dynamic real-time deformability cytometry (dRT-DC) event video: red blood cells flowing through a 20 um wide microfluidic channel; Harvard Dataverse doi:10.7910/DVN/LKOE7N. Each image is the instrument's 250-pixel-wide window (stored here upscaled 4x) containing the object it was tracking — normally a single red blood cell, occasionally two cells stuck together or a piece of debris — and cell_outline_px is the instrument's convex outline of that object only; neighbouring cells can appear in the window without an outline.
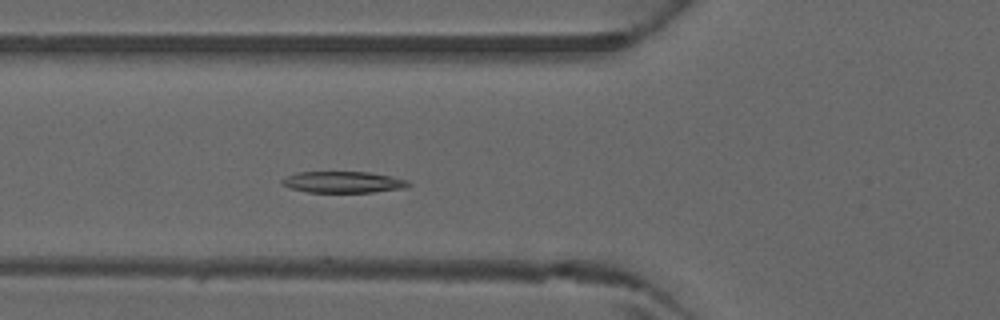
{"species": "common noctule bat (a hibernating species)", "species_latin": "Nyctalus noctula", "temperature_condition": "warm", "stored_images_in_passage": 41, "camera_frame_rate_fps": 3000, "um_per_image_px": 0.085, "animal": {"sex": "male", "forearm_length_mm": 52.5}, "frame": {"image": 1, "passage_image": 12, "time_ms": 3.667, "image_size_px": [1000, 320], "cell_outline_px": [[412, 184], [404, 188], [372, 192], [308, 192], [288, 188], [280, 184], [280, 180], [296, 172], [368, 172], [392, 176], [408, 180]], "centroid_in_image_um": [29.15, 15.48], "position_along_channel_um": 96.7, "area_um2": 15.84}}
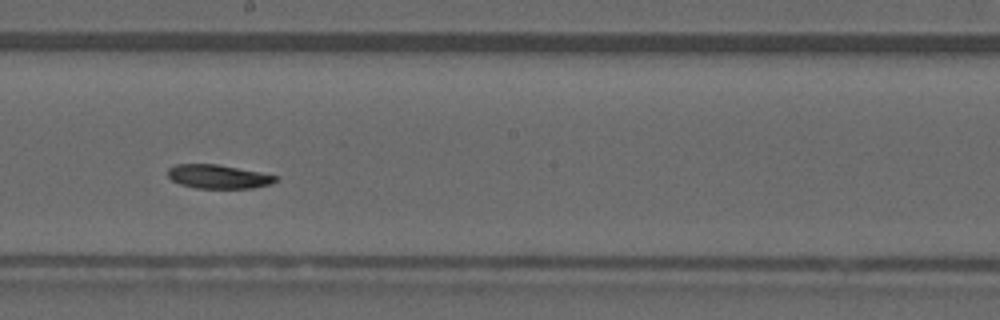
{"frame": {"image": 2, "passage_image": 21, "time_ms": 6.667, "image_size_px": [1000, 320], "cell_outline_px": [[276, 180], [272, 184], [252, 188], [196, 188], [180, 184], [172, 180], [168, 176], [168, 168], [176, 164], [216, 164], [260, 172], [276, 176]], "centroid_in_image_um": [18.53, 15.01], "position_along_channel_um": 229.7, "area_um2": 14.85}}
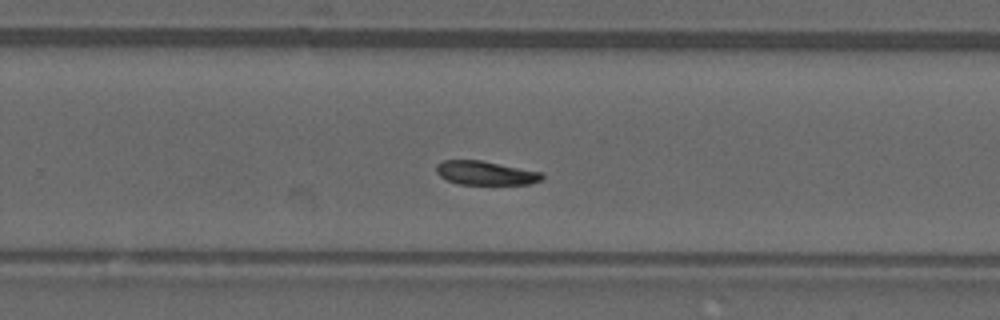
{"frame": {"image": 3, "passage_image": 25, "time_ms": 8.0, "image_size_px": [1000, 320], "cell_outline_px": [[544, 180], [528, 184], [460, 184], [448, 180], [440, 176], [436, 172], [436, 164], [444, 160], [480, 160], [540, 172], [544, 176]], "centroid_in_image_um": [41.26, 14.71], "position_along_channel_um": 288.5, "area_um2": 14.57}}